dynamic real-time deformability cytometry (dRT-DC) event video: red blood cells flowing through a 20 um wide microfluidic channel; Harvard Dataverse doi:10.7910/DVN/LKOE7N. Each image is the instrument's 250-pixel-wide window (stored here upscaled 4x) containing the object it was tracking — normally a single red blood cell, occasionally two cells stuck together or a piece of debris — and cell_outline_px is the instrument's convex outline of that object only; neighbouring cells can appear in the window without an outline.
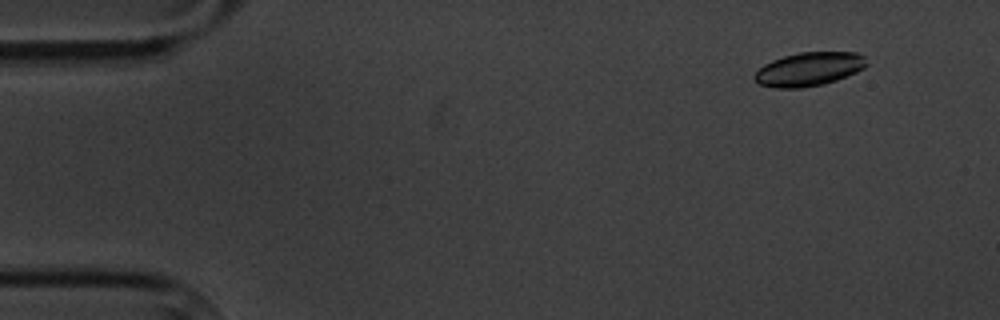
{"species": "common noctule bat (a hibernating species)", "species_latin": "Nyctalus noctula", "temperature_condition": "cold", "stored_images_in_passage": 9, "camera_frame_rate_fps": 3000, "um_per_image_px": 0.085, "animal": {"sex": "male", "body_mass_g": 20.1, "forearm_length_mm": 53.5}, "frame": {"image": 1, "passage_image": 2, "time_ms": 1.0, "image_size_px": [1000, 320], "cell_outline_px": [[868, 64], [864, 68], [856, 72], [836, 80], [824, 84], [804, 88], [776, 88], [760, 84], [752, 76], [764, 64], [772, 60], [784, 56], [800, 52], [856, 52], [864, 56]], "centroid_in_image_um": [68.77, 5.88], "position_along_channel_um": 16.2, "area_um2": 22.02}}
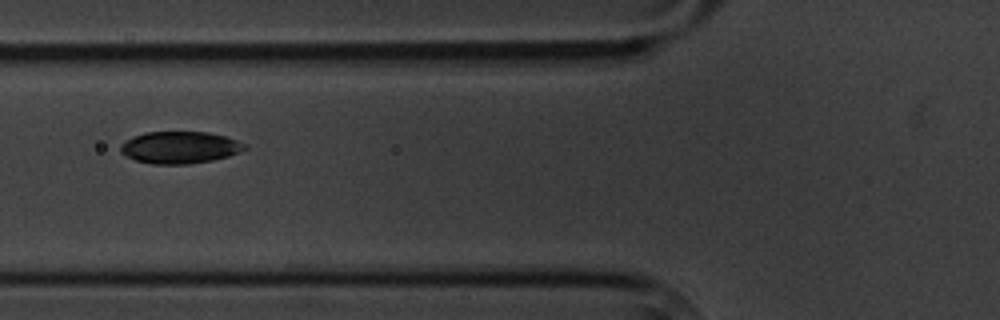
{"frame": {"image": 2, "passage_image": 7, "time_ms": 6.667, "image_size_px": [1000, 320], "cell_outline_px": [[248, 148], [240, 152], [228, 156], [212, 160], [188, 164], [152, 164], [136, 160], [124, 156], [120, 152], [120, 144], [124, 140], [144, 132], [208, 132], [224, 136], [248, 144]], "centroid_in_image_um": [15.27, 12.53], "position_along_channel_um": 110.5, "area_um2": 23.35}}
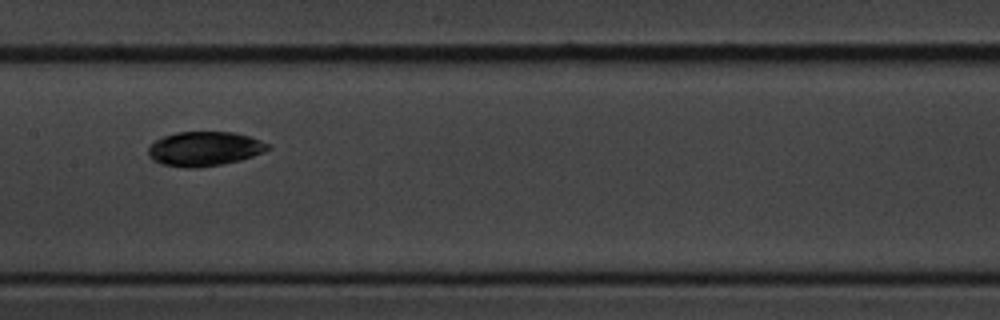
{"frame": {"image": 3, "passage_image": 9, "time_ms": 9.0, "image_size_px": [1000, 320], "cell_outline_px": [[272, 148], [264, 152], [240, 160], [220, 164], [192, 168], [188, 168], [164, 164], [152, 160], [148, 156], [148, 148], [156, 140], [164, 136], [176, 132], [232, 132], [248, 136], [272, 144]], "centroid_in_image_um": [17.4, 12.64], "position_along_channel_um": 190.0, "area_um2": 23.87}}